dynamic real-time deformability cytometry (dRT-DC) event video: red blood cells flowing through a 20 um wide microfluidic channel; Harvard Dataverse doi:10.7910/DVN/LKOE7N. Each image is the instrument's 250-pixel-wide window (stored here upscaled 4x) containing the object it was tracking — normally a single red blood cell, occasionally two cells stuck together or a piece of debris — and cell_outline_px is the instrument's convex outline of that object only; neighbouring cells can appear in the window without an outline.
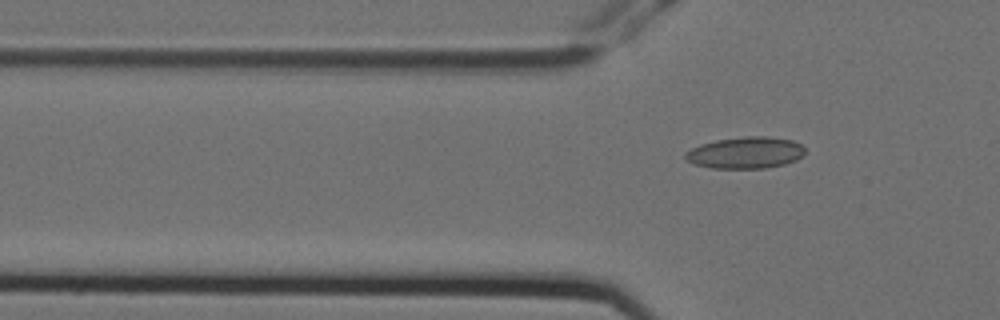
{"species": "Egyptian fruit bat (a non-hibernating species)", "species_latin": "Rousettus aegyptiacus", "temperature_condition": "cold", "stored_images_in_passage": 6, "segment_of_instrument_passage": [2, 2], "camera_frame_rate_fps": 3000, "um_per_image_px": 0.085, "animal": {"sex": "female"}, "frame": {"image": 1, "passage_image": 6, "time_ms": 1.667, "image_size_px": [1000, 320], "cell_outline_px": [[804, 156], [796, 160], [784, 164], [764, 168], [712, 168], [692, 164], [684, 160], [684, 152], [700, 144], [716, 140], [744, 136], [768, 136], [792, 140], [800, 144], [804, 148]], "centroid_in_image_um": [63.33, 12.98], "position_along_channel_um": 62.5, "area_um2": 22.25}}